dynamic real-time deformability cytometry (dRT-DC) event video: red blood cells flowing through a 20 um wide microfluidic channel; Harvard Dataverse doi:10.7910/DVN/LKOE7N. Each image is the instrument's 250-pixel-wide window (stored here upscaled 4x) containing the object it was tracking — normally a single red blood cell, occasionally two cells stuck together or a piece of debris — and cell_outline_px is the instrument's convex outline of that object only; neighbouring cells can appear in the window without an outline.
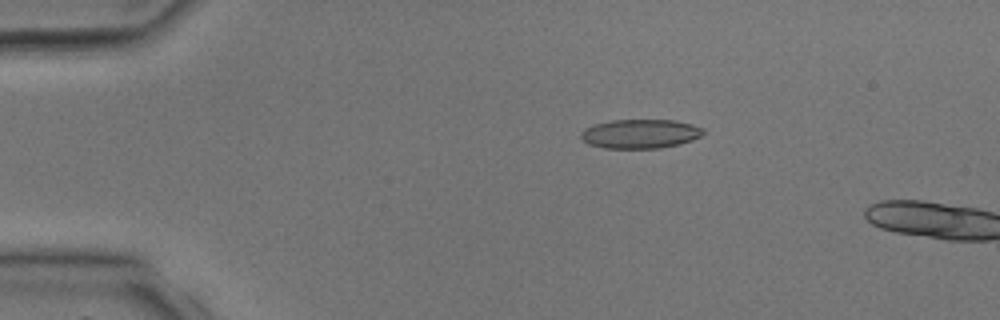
{"species": "common noctule bat (a hibernating species)", "species_latin": "Nyctalus noctula", "temperature_condition": "room temperature", "stored_images_in_passage": 4, "camera_frame_rate_fps": 3000, "um_per_image_px": 0.085, "animal": {"sex": "male", "body_mass_g": 17.9, "forearm_length_mm": 54.2}, "frame": {"image": 1, "passage_image": 3, "time_ms": 2.333, "image_size_px": [1000, 320], "cell_outline_px": [[704, 132], [700, 136], [692, 140], [680, 144], [660, 148], [604, 148], [588, 144], [580, 136], [580, 132], [584, 128], [596, 124], [612, 120], [676, 120], [692, 124], [704, 128]], "centroid_in_image_um": [54.43, 11.37], "position_along_channel_um": 30.6, "area_um2": 20.81}}